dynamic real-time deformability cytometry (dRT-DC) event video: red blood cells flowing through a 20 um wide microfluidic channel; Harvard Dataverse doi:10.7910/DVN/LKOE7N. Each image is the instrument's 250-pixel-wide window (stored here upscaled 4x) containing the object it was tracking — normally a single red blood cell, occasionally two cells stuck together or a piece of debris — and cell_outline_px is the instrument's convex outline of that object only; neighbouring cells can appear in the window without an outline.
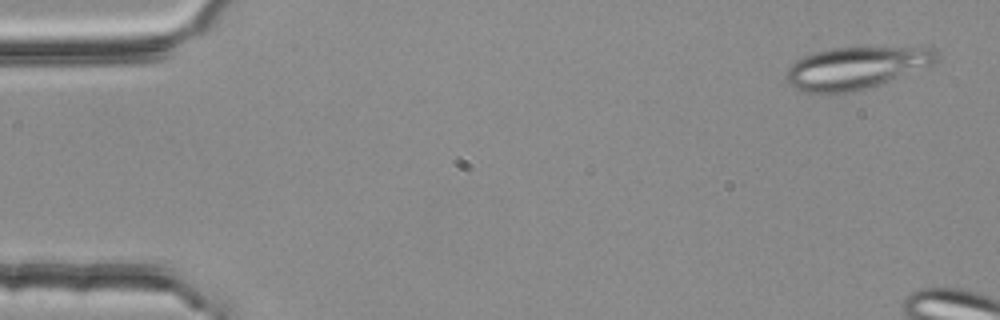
{"species": "common noctule bat (a hibernating species)", "species_latin": "Nyctalus noctula", "temperature_condition": "room temperature", "stored_images_in_passage": 5, "camera_frame_rate_fps": 3000, "um_per_image_px": 0.085, "animal": {"sex": "female", "body_mass_g": 25.1}, "frame": {"image": 1, "passage_image": 1, "time_ms": 0.0, "image_size_px": [1000, 320], "cell_outline_px": [[936, 60], [932, 64], [880, 84], [864, 88], [844, 92], [804, 92], [792, 88], [784, 80], [784, 72], [796, 60], [812, 52], [832, 48], [932, 48], [936, 52]], "centroid_in_image_um": [72.63, 5.77], "position_along_channel_um": 12.4, "area_um2": 36.24}}